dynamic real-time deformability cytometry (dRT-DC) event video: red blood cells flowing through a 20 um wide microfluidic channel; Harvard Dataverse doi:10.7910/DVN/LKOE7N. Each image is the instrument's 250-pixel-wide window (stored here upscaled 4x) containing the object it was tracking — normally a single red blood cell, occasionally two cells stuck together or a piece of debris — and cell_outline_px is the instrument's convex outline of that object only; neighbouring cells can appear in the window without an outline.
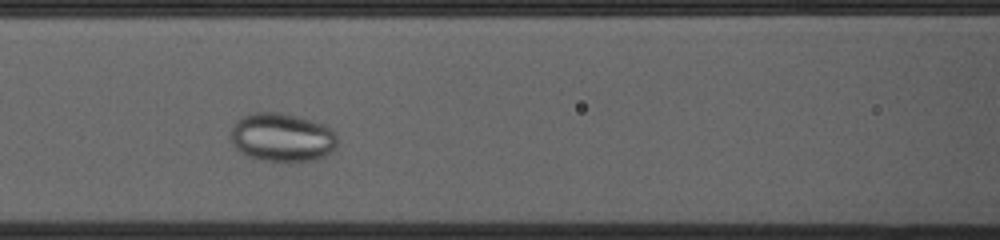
{"species": "common noctule bat (a hibernating species)", "species_latin": "Nyctalus noctula", "temperature_condition": "cold", "stored_images_in_passage": 45, "camera_frame_rate_fps": 3000, "um_per_image_px": 0.085, "animal": {"sex": "female", "body_mass_g": 23.0, "forearm_length_mm": 53.4}, "frame": {"image": 1, "passage_image": 14, "time_ms": 4.333, "image_size_px": [1000, 240], "cell_outline_px": [[336, 148], [324, 156], [316, 160], [264, 160], [240, 152], [232, 144], [232, 128], [236, 120], [252, 112], [280, 112], [300, 116], [324, 124], [336, 136]], "centroid_in_image_um": [23.97, 11.64], "position_along_channel_um": 142.6, "area_um2": 29.82}}
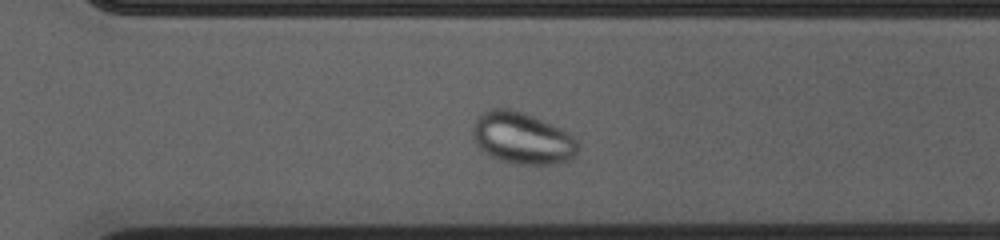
{"frame": {"image": 2, "passage_image": 29, "time_ms": 9.333, "image_size_px": [1000, 240], "cell_outline_px": [[580, 148], [576, 156], [568, 160], [556, 164], [516, 164], [496, 160], [488, 156], [476, 144], [472, 136], [472, 128], [476, 116], [492, 108], [508, 108], [532, 116], [564, 128], [576, 140]], "centroid_in_image_um": [44.39, 11.76], "position_along_channel_um": 326.2, "area_um2": 32.19}}
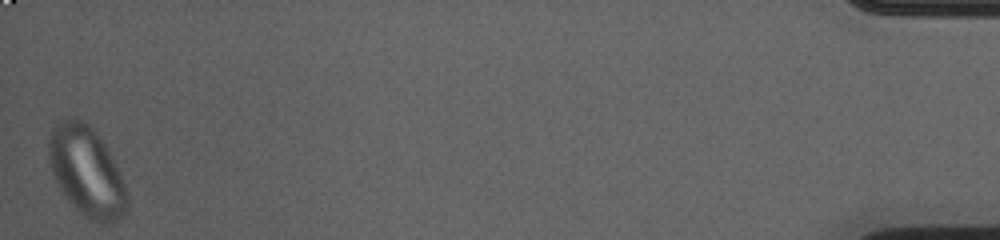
{"frame": {"image": 3, "passage_image": 45, "time_ms": 14.667, "image_size_px": [1000, 240], "cell_outline_px": [[128, 208], [120, 220], [112, 224], [100, 224], [92, 220], [76, 208], [72, 204], [60, 188], [52, 172], [48, 160], [48, 140], [52, 128], [56, 124], [64, 120], [76, 116], [84, 120], [100, 136], [124, 184], [128, 196]], "centroid_in_image_um": [7.36, 14.58], "position_along_channel_um": 427.8, "area_um2": 40.69}}